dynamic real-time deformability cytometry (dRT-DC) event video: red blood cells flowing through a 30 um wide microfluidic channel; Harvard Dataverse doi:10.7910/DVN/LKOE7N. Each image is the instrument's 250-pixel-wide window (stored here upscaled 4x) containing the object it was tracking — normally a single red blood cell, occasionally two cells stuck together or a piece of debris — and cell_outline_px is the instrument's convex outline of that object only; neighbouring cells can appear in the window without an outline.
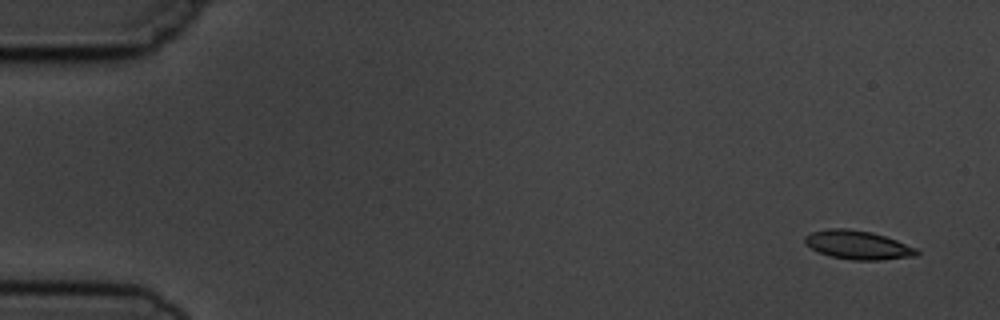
{"species": "common noctule bat (a hibernating species)", "species_latin": "Nyctalus noctula", "temperature_condition": "cold", "stored_images_in_passage": 4, "camera_frame_rate_fps": 3000, "um_per_image_px": 0.085, "animal": {"sex": "male", "body_mass_g": 19.5, "forearm_length_mm": 54.6}, "frame": {"image": 1, "passage_image": 1, "time_ms": 0.0, "image_size_px": [1000, 320], "cell_outline_px": [[920, 252], [916, 256], [880, 260], [852, 260], [832, 256], [820, 252], [804, 244], [804, 236], [812, 232], [828, 228], [848, 228], [872, 232], [896, 240], [916, 248]], "centroid_in_image_um": [72.91, 20.81], "position_along_channel_um": 12.1, "area_um2": 18.67}}